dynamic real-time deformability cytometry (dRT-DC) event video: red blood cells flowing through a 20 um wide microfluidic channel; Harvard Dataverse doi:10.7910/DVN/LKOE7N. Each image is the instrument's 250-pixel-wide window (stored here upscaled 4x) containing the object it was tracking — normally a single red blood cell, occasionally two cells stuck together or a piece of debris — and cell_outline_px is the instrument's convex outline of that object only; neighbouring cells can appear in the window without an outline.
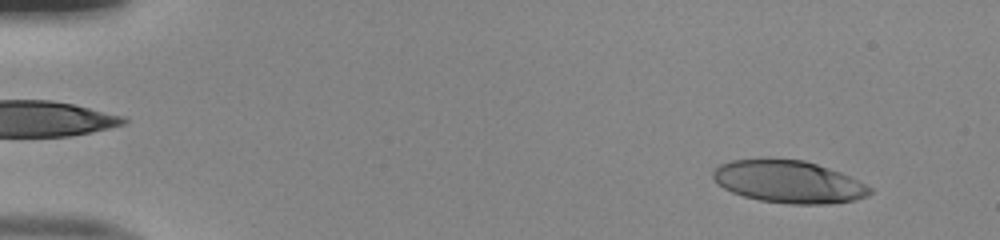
{"species": "human", "species_latin": "Homo sapiens", "temperature_condition": "room temperature", "stored_images_in_passage": 50, "camera_frame_rate_fps": 3000, "um_per_image_px": 0.085, "donor": {"sex": "male"}, "frame": {"image": 1, "passage_image": 4, "time_ms": 1.0, "image_size_px": [1000, 240], "cell_outline_px": [[872, 192], [868, 196], [856, 200], [828, 204], [792, 204], [760, 200], [744, 196], [732, 192], [716, 184], [712, 176], [712, 172], [720, 164], [732, 160], [804, 160], [840, 172], [872, 188]], "centroid_in_image_um": [67.03, 15.47], "position_along_channel_um": 18.0, "area_um2": 38.26}}
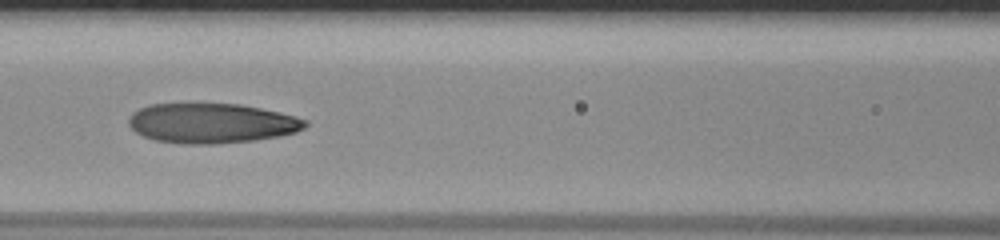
{"frame": {"image": 2, "passage_image": 23, "time_ms": 7.333, "image_size_px": [1000, 240], "cell_outline_px": [[308, 124], [304, 128], [296, 132], [280, 136], [256, 140], [216, 144], [184, 144], [156, 140], [144, 136], [136, 132], [128, 124], [128, 120], [132, 112], [140, 108], [152, 104], [240, 104], [280, 112], [308, 120]], "centroid_in_image_um": [18.01, 10.48], "position_along_channel_um": 148.6, "area_um2": 41.04}}
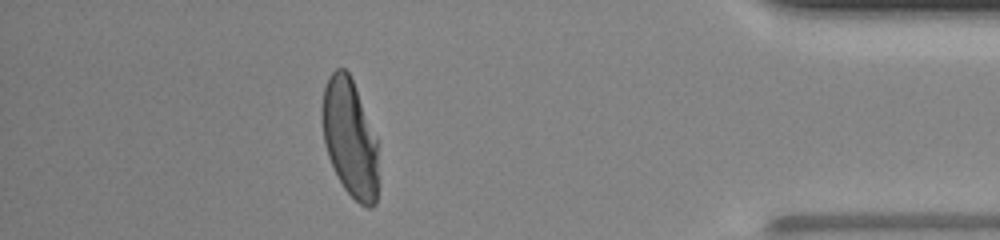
{"frame": {"image": 3, "passage_image": 45, "time_ms": 14.667, "image_size_px": [1000, 240], "cell_outline_px": [[380, 184], [376, 204], [372, 208], [368, 208], [360, 204], [344, 188], [328, 156], [324, 144], [320, 120], [320, 108], [324, 88], [328, 76], [336, 68], [344, 68], [348, 72], [352, 80], [376, 136]], "centroid_in_image_um": [29.75, 11.77], "position_along_channel_um": 405.5, "area_um2": 39.3}, "authors_computed_cell_mechanics": {"area_um2": 40.3733, "velocity_mm_per_s": 4.0331, "shape_relaxation_time_tau1_ms": 7.8349, "shape_relaxation_time_tau2_ms": 1.0372, "deformation_change_tau1": 0.3194, "deformation_change_tau2": 0.0769}}